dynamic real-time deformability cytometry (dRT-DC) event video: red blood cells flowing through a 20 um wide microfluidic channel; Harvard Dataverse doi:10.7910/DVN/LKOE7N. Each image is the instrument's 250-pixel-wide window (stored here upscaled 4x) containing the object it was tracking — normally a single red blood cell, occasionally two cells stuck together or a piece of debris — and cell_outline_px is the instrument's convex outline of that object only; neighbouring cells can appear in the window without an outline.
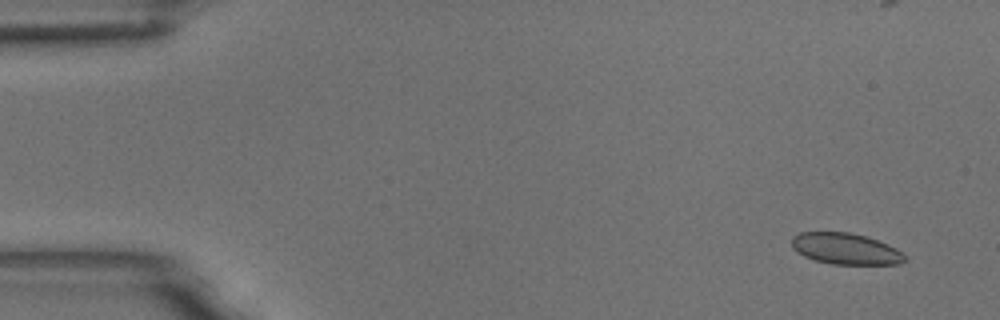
{"species": "common noctule bat (a hibernating species)", "species_latin": "Nyctalus noctula", "temperature_condition": "room temperature", "stored_images_in_passage": 6, "segment_of_instrument_passage": [1, 2], "camera_frame_rate_fps": 3000, "um_per_image_px": 0.085, "animal": {"sex": "male", "body_mass_g": 18.8}, "frame": {"image": 1, "passage_image": 2, "time_ms": 0.333, "image_size_px": [1000, 320], "cell_outline_px": [[904, 260], [900, 264], [832, 264], [816, 260], [804, 256], [796, 252], [792, 248], [792, 236], [800, 232], [848, 232], [864, 236], [888, 244], [896, 248], [904, 256]], "centroid_in_image_um": [71.83, 21.14], "position_along_channel_um": 13.2, "area_um2": 20.4}}